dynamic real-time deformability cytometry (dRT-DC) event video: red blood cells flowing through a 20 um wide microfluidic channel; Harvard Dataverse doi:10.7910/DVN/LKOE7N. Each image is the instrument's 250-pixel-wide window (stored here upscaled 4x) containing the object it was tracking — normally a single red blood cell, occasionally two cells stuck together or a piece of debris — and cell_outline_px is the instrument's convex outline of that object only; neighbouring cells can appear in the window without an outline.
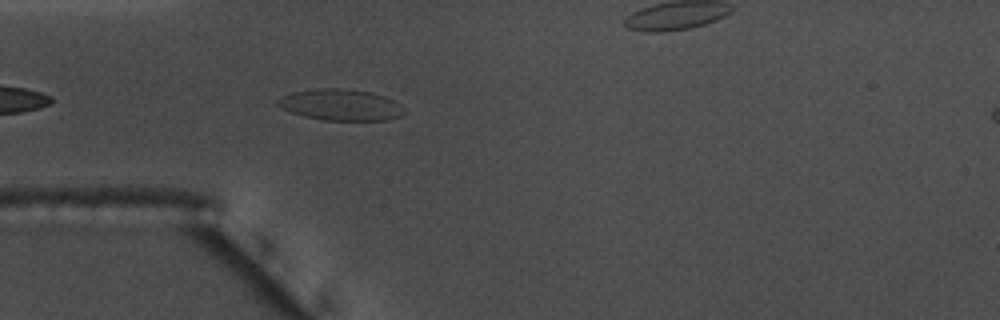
{"species": "common noctule bat (a hibernating species)", "species_latin": "Nyctalus noctula", "temperature_condition": "warm", "stored_images_in_passage": 19, "camera_frame_rate_fps": 3000, "um_per_image_px": 0.085, "animal": {"sex": "male", "body_mass_g": 17.5, "forearm_length_mm": 52.3}, "frame": {"image": 1, "passage_image": 4, "time_ms": 1.0, "image_size_px": [1000, 320], "cell_outline_px": [[408, 112], [400, 116], [384, 120], [324, 120], [304, 116], [280, 108], [272, 100], [280, 96], [292, 92], [316, 88], [340, 88], [372, 92], [384, 96], [400, 104]], "centroid_in_image_um": [28.92, 8.9], "position_along_channel_um": 56.1, "area_um2": 23.29}}